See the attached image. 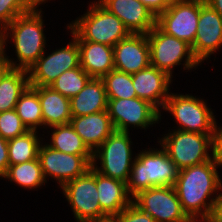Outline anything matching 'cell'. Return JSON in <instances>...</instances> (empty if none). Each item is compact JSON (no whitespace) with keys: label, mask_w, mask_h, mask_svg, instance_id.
I'll list each match as a JSON object with an SVG mask.
<instances>
[{"label":"cell","mask_w":222,"mask_h":222,"mask_svg":"<svg viewBox=\"0 0 222 222\" xmlns=\"http://www.w3.org/2000/svg\"><path fill=\"white\" fill-rule=\"evenodd\" d=\"M132 202L156 222H189L174 186L152 187L140 191Z\"/></svg>","instance_id":"cell-10"},{"label":"cell","mask_w":222,"mask_h":222,"mask_svg":"<svg viewBox=\"0 0 222 222\" xmlns=\"http://www.w3.org/2000/svg\"><path fill=\"white\" fill-rule=\"evenodd\" d=\"M41 13L39 6L35 4L28 12L17 16L0 32V49H6L5 45L8 42L6 41L8 38L13 39L18 61L14 62L6 56L13 69L28 71L45 53L46 37L43 33L44 20Z\"/></svg>","instance_id":"cell-2"},{"label":"cell","mask_w":222,"mask_h":222,"mask_svg":"<svg viewBox=\"0 0 222 222\" xmlns=\"http://www.w3.org/2000/svg\"><path fill=\"white\" fill-rule=\"evenodd\" d=\"M107 11L116 15L133 34H147L156 25V17L139 0H98Z\"/></svg>","instance_id":"cell-17"},{"label":"cell","mask_w":222,"mask_h":222,"mask_svg":"<svg viewBox=\"0 0 222 222\" xmlns=\"http://www.w3.org/2000/svg\"><path fill=\"white\" fill-rule=\"evenodd\" d=\"M211 220L213 222H222V193H221V199L214 209Z\"/></svg>","instance_id":"cell-38"},{"label":"cell","mask_w":222,"mask_h":222,"mask_svg":"<svg viewBox=\"0 0 222 222\" xmlns=\"http://www.w3.org/2000/svg\"><path fill=\"white\" fill-rule=\"evenodd\" d=\"M37 132V130H29L21 136L8 140L9 166L38 158L42 142Z\"/></svg>","instance_id":"cell-27"},{"label":"cell","mask_w":222,"mask_h":222,"mask_svg":"<svg viewBox=\"0 0 222 222\" xmlns=\"http://www.w3.org/2000/svg\"><path fill=\"white\" fill-rule=\"evenodd\" d=\"M108 98L101 78H91L84 88L70 99L71 115L78 117L107 110Z\"/></svg>","instance_id":"cell-22"},{"label":"cell","mask_w":222,"mask_h":222,"mask_svg":"<svg viewBox=\"0 0 222 222\" xmlns=\"http://www.w3.org/2000/svg\"><path fill=\"white\" fill-rule=\"evenodd\" d=\"M163 110L174 116L177 125L179 124L177 130L201 134L213 133L216 123L214 113L200 98L170 92Z\"/></svg>","instance_id":"cell-8"},{"label":"cell","mask_w":222,"mask_h":222,"mask_svg":"<svg viewBox=\"0 0 222 222\" xmlns=\"http://www.w3.org/2000/svg\"><path fill=\"white\" fill-rule=\"evenodd\" d=\"M27 127L22 123L15 109L0 113V136L10 140L25 134Z\"/></svg>","instance_id":"cell-32"},{"label":"cell","mask_w":222,"mask_h":222,"mask_svg":"<svg viewBox=\"0 0 222 222\" xmlns=\"http://www.w3.org/2000/svg\"><path fill=\"white\" fill-rule=\"evenodd\" d=\"M178 169L162 148L142 150L135 156L127 184V191L133 198L140 191L152 187L174 186Z\"/></svg>","instance_id":"cell-3"},{"label":"cell","mask_w":222,"mask_h":222,"mask_svg":"<svg viewBox=\"0 0 222 222\" xmlns=\"http://www.w3.org/2000/svg\"><path fill=\"white\" fill-rule=\"evenodd\" d=\"M217 168L211 159L178 171L174 188L183 211L191 220L211 219L221 199L218 191L222 190V181ZM210 197L213 198L209 200Z\"/></svg>","instance_id":"cell-1"},{"label":"cell","mask_w":222,"mask_h":222,"mask_svg":"<svg viewBox=\"0 0 222 222\" xmlns=\"http://www.w3.org/2000/svg\"><path fill=\"white\" fill-rule=\"evenodd\" d=\"M91 77L79 66L63 72L51 83L50 87L71 99L88 83Z\"/></svg>","instance_id":"cell-30"},{"label":"cell","mask_w":222,"mask_h":222,"mask_svg":"<svg viewBox=\"0 0 222 222\" xmlns=\"http://www.w3.org/2000/svg\"><path fill=\"white\" fill-rule=\"evenodd\" d=\"M61 189L71 205L77 222L102 220V209L96 187V170L93 167L82 176L65 183Z\"/></svg>","instance_id":"cell-9"},{"label":"cell","mask_w":222,"mask_h":222,"mask_svg":"<svg viewBox=\"0 0 222 222\" xmlns=\"http://www.w3.org/2000/svg\"><path fill=\"white\" fill-rule=\"evenodd\" d=\"M114 69L134 74L150 65L147 34L131 33L113 47Z\"/></svg>","instance_id":"cell-16"},{"label":"cell","mask_w":222,"mask_h":222,"mask_svg":"<svg viewBox=\"0 0 222 222\" xmlns=\"http://www.w3.org/2000/svg\"><path fill=\"white\" fill-rule=\"evenodd\" d=\"M222 46V17L207 3L200 0V14L194 43V57L201 62L210 58Z\"/></svg>","instance_id":"cell-15"},{"label":"cell","mask_w":222,"mask_h":222,"mask_svg":"<svg viewBox=\"0 0 222 222\" xmlns=\"http://www.w3.org/2000/svg\"><path fill=\"white\" fill-rule=\"evenodd\" d=\"M4 178L26 189H35L47 183L38 158L8 166Z\"/></svg>","instance_id":"cell-28"},{"label":"cell","mask_w":222,"mask_h":222,"mask_svg":"<svg viewBox=\"0 0 222 222\" xmlns=\"http://www.w3.org/2000/svg\"><path fill=\"white\" fill-rule=\"evenodd\" d=\"M70 124L92 152L115 130L107 110L72 117Z\"/></svg>","instance_id":"cell-20"},{"label":"cell","mask_w":222,"mask_h":222,"mask_svg":"<svg viewBox=\"0 0 222 222\" xmlns=\"http://www.w3.org/2000/svg\"><path fill=\"white\" fill-rule=\"evenodd\" d=\"M29 86L28 71L12 69L0 83V113L15 109L20 95Z\"/></svg>","instance_id":"cell-24"},{"label":"cell","mask_w":222,"mask_h":222,"mask_svg":"<svg viewBox=\"0 0 222 222\" xmlns=\"http://www.w3.org/2000/svg\"><path fill=\"white\" fill-rule=\"evenodd\" d=\"M5 52V49H0V83L2 79L13 69L5 55Z\"/></svg>","instance_id":"cell-37"},{"label":"cell","mask_w":222,"mask_h":222,"mask_svg":"<svg viewBox=\"0 0 222 222\" xmlns=\"http://www.w3.org/2000/svg\"><path fill=\"white\" fill-rule=\"evenodd\" d=\"M107 111L117 131L128 132L130 125L146 129L161 119V113L154 105L138 97L108 99Z\"/></svg>","instance_id":"cell-14"},{"label":"cell","mask_w":222,"mask_h":222,"mask_svg":"<svg viewBox=\"0 0 222 222\" xmlns=\"http://www.w3.org/2000/svg\"><path fill=\"white\" fill-rule=\"evenodd\" d=\"M80 67L91 78H102L114 70L113 47L91 41H77Z\"/></svg>","instance_id":"cell-21"},{"label":"cell","mask_w":222,"mask_h":222,"mask_svg":"<svg viewBox=\"0 0 222 222\" xmlns=\"http://www.w3.org/2000/svg\"><path fill=\"white\" fill-rule=\"evenodd\" d=\"M172 78L156 67H148L132 74V82L137 97L150 102L158 110L164 107L170 94Z\"/></svg>","instance_id":"cell-18"},{"label":"cell","mask_w":222,"mask_h":222,"mask_svg":"<svg viewBox=\"0 0 222 222\" xmlns=\"http://www.w3.org/2000/svg\"><path fill=\"white\" fill-rule=\"evenodd\" d=\"M211 135L181 130L170 131L159 141L178 170L211 160ZM210 148V150H209Z\"/></svg>","instance_id":"cell-7"},{"label":"cell","mask_w":222,"mask_h":222,"mask_svg":"<svg viewBox=\"0 0 222 222\" xmlns=\"http://www.w3.org/2000/svg\"><path fill=\"white\" fill-rule=\"evenodd\" d=\"M38 159L45 180L50 176L62 187L68 181L82 176L92 167L93 155L68 154L41 143Z\"/></svg>","instance_id":"cell-12"},{"label":"cell","mask_w":222,"mask_h":222,"mask_svg":"<svg viewBox=\"0 0 222 222\" xmlns=\"http://www.w3.org/2000/svg\"><path fill=\"white\" fill-rule=\"evenodd\" d=\"M129 136V131L114 130L93 152V169L101 175L127 183L134 162ZM97 160H100V167Z\"/></svg>","instance_id":"cell-5"},{"label":"cell","mask_w":222,"mask_h":222,"mask_svg":"<svg viewBox=\"0 0 222 222\" xmlns=\"http://www.w3.org/2000/svg\"><path fill=\"white\" fill-rule=\"evenodd\" d=\"M67 27L76 41H91L112 47L131 34L116 15L107 11L97 1L89 5L87 12Z\"/></svg>","instance_id":"cell-4"},{"label":"cell","mask_w":222,"mask_h":222,"mask_svg":"<svg viewBox=\"0 0 222 222\" xmlns=\"http://www.w3.org/2000/svg\"><path fill=\"white\" fill-rule=\"evenodd\" d=\"M222 17V0H205Z\"/></svg>","instance_id":"cell-39"},{"label":"cell","mask_w":222,"mask_h":222,"mask_svg":"<svg viewBox=\"0 0 222 222\" xmlns=\"http://www.w3.org/2000/svg\"><path fill=\"white\" fill-rule=\"evenodd\" d=\"M67 46L43 55L28 69L31 87L50 86L63 72L80 66L79 46L76 38Z\"/></svg>","instance_id":"cell-11"},{"label":"cell","mask_w":222,"mask_h":222,"mask_svg":"<svg viewBox=\"0 0 222 222\" xmlns=\"http://www.w3.org/2000/svg\"><path fill=\"white\" fill-rule=\"evenodd\" d=\"M150 48V65L165 72L172 78V69L184 62V70H191L201 65L194 57L186 41L163 32L157 25L147 33Z\"/></svg>","instance_id":"cell-6"},{"label":"cell","mask_w":222,"mask_h":222,"mask_svg":"<svg viewBox=\"0 0 222 222\" xmlns=\"http://www.w3.org/2000/svg\"><path fill=\"white\" fill-rule=\"evenodd\" d=\"M200 0H174L156 19V25L166 34L192 45L197 32Z\"/></svg>","instance_id":"cell-13"},{"label":"cell","mask_w":222,"mask_h":222,"mask_svg":"<svg viewBox=\"0 0 222 222\" xmlns=\"http://www.w3.org/2000/svg\"><path fill=\"white\" fill-rule=\"evenodd\" d=\"M211 159L220 168L222 166V127H215L211 135Z\"/></svg>","instance_id":"cell-34"},{"label":"cell","mask_w":222,"mask_h":222,"mask_svg":"<svg viewBox=\"0 0 222 222\" xmlns=\"http://www.w3.org/2000/svg\"><path fill=\"white\" fill-rule=\"evenodd\" d=\"M113 218L115 222H156L133 202Z\"/></svg>","instance_id":"cell-33"},{"label":"cell","mask_w":222,"mask_h":222,"mask_svg":"<svg viewBox=\"0 0 222 222\" xmlns=\"http://www.w3.org/2000/svg\"><path fill=\"white\" fill-rule=\"evenodd\" d=\"M34 2V4L36 5H40V4H43L45 3L46 1L48 2V0H32Z\"/></svg>","instance_id":"cell-41"},{"label":"cell","mask_w":222,"mask_h":222,"mask_svg":"<svg viewBox=\"0 0 222 222\" xmlns=\"http://www.w3.org/2000/svg\"><path fill=\"white\" fill-rule=\"evenodd\" d=\"M93 222H115L114 218H105L102 220H97V221H93Z\"/></svg>","instance_id":"cell-40"},{"label":"cell","mask_w":222,"mask_h":222,"mask_svg":"<svg viewBox=\"0 0 222 222\" xmlns=\"http://www.w3.org/2000/svg\"><path fill=\"white\" fill-rule=\"evenodd\" d=\"M144 4L152 14L157 18L162 14L173 2L174 0H139Z\"/></svg>","instance_id":"cell-35"},{"label":"cell","mask_w":222,"mask_h":222,"mask_svg":"<svg viewBox=\"0 0 222 222\" xmlns=\"http://www.w3.org/2000/svg\"><path fill=\"white\" fill-rule=\"evenodd\" d=\"M34 5L32 0H0V32L17 16L28 12Z\"/></svg>","instance_id":"cell-31"},{"label":"cell","mask_w":222,"mask_h":222,"mask_svg":"<svg viewBox=\"0 0 222 222\" xmlns=\"http://www.w3.org/2000/svg\"><path fill=\"white\" fill-rule=\"evenodd\" d=\"M50 128L53 132H51V142L50 144L47 143V145L52 149L68 154L93 155V152L75 132L70 123L56 125Z\"/></svg>","instance_id":"cell-25"},{"label":"cell","mask_w":222,"mask_h":222,"mask_svg":"<svg viewBox=\"0 0 222 222\" xmlns=\"http://www.w3.org/2000/svg\"><path fill=\"white\" fill-rule=\"evenodd\" d=\"M9 166L8 140L0 136V177L3 178Z\"/></svg>","instance_id":"cell-36"},{"label":"cell","mask_w":222,"mask_h":222,"mask_svg":"<svg viewBox=\"0 0 222 222\" xmlns=\"http://www.w3.org/2000/svg\"><path fill=\"white\" fill-rule=\"evenodd\" d=\"M38 96L42 108L43 127L70 123L72 115L69 98L50 86H39Z\"/></svg>","instance_id":"cell-23"},{"label":"cell","mask_w":222,"mask_h":222,"mask_svg":"<svg viewBox=\"0 0 222 222\" xmlns=\"http://www.w3.org/2000/svg\"><path fill=\"white\" fill-rule=\"evenodd\" d=\"M101 79L104 83L108 99H130L137 97L132 82V74L114 69Z\"/></svg>","instance_id":"cell-29"},{"label":"cell","mask_w":222,"mask_h":222,"mask_svg":"<svg viewBox=\"0 0 222 222\" xmlns=\"http://www.w3.org/2000/svg\"><path fill=\"white\" fill-rule=\"evenodd\" d=\"M200 220L199 219H197V220H190L189 222H199ZM200 222H213L211 219H204V220H202L201 219V221Z\"/></svg>","instance_id":"cell-42"},{"label":"cell","mask_w":222,"mask_h":222,"mask_svg":"<svg viewBox=\"0 0 222 222\" xmlns=\"http://www.w3.org/2000/svg\"><path fill=\"white\" fill-rule=\"evenodd\" d=\"M96 187L102 219L113 218L132 203L127 184L121 180L106 177L96 171Z\"/></svg>","instance_id":"cell-19"},{"label":"cell","mask_w":222,"mask_h":222,"mask_svg":"<svg viewBox=\"0 0 222 222\" xmlns=\"http://www.w3.org/2000/svg\"><path fill=\"white\" fill-rule=\"evenodd\" d=\"M15 111L28 130H37L43 126L42 108L38 96V87L29 86L19 97Z\"/></svg>","instance_id":"cell-26"}]
</instances>
